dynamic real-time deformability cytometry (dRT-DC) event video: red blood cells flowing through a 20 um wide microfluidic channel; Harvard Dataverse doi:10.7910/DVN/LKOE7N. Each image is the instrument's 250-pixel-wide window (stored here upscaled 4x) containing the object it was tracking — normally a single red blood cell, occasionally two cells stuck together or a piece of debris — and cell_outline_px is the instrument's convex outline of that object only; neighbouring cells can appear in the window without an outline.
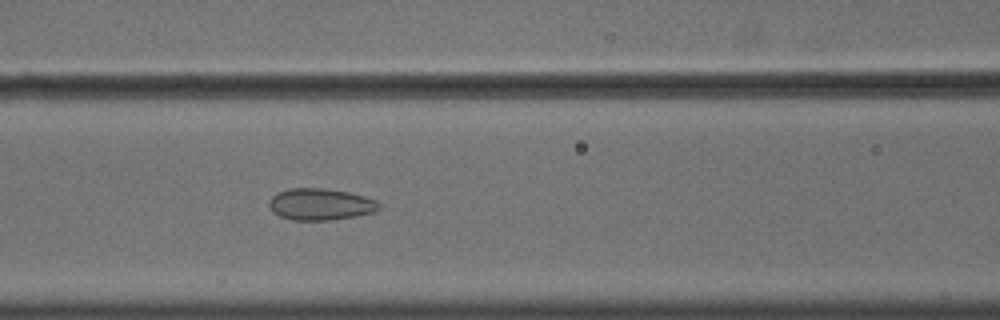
{"species": "common noctule bat (a hibernating species)", "species_latin": "Nyctalus noctula", "temperature_condition": "cold", "stored_images_in_passage": 56, "camera_frame_rate_fps": 3000, "um_per_image_px": 0.085, "animal": {"sex": "male", "body_mass_g": 18.8}, "frame": {"image": 1, "passage_image": 25, "time_ms": 8.0, "image_size_px": [1000, 320], "cell_outline_px": [[380, 208], [372, 212], [332, 220], [292, 220], [280, 216], [272, 212], [268, 204], [268, 200], [276, 192], [288, 188], [324, 188], [348, 192], [364, 196], [376, 200], [380, 204]], "centroid_in_image_um": [27.18, 17.35], "position_along_channel_um": 139.4, "area_um2": 20.35}}
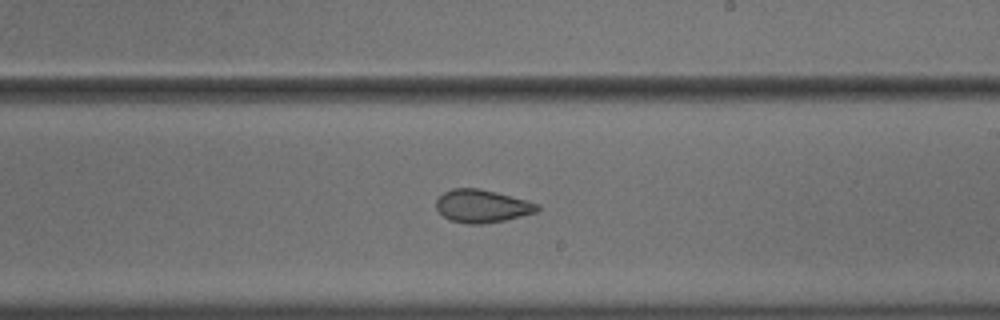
{"frame": {"image": 2, "passage_image": 34, "time_ms": 11.0, "image_size_px": [1000, 320], "cell_outline_px": [[540, 208], [536, 212], [504, 220], [480, 224], [468, 224], [448, 220], [436, 208], [436, 200], [444, 192], [452, 188], [480, 188], [496, 192], [540, 204]], "centroid_in_image_um": [40.95, 17.51], "position_along_channel_um": 248.0, "area_um2": 19.31}}
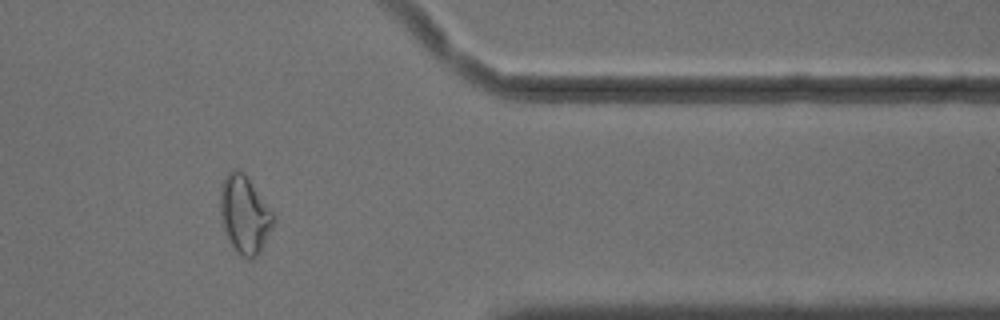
{"frame": {"image": 3, "passage_image": 47, "time_ms": 15.333, "image_size_px": [1000, 320], "cell_outline_px": [[276, 220], [260, 252], [252, 260], [248, 260], [236, 252], [232, 248], [228, 240], [224, 228], [220, 212], [220, 184], [224, 176], [232, 168], [236, 168], [244, 172], [276, 216]], "centroid_in_image_um": [20.79, 18.23], "position_along_channel_um": 390.6, "area_um2": 24.51}, "authors_computed_cell_mechanics": {"area_um2": 22.9177, "velocity_mm_per_s": 3.6219, "shape_relaxation_time_tau1_ms": null, "shape_relaxation_time_tau2_ms": 1.7625, "deformation_change_tau1": null, "deformation_change_tau2": 0.0761}}